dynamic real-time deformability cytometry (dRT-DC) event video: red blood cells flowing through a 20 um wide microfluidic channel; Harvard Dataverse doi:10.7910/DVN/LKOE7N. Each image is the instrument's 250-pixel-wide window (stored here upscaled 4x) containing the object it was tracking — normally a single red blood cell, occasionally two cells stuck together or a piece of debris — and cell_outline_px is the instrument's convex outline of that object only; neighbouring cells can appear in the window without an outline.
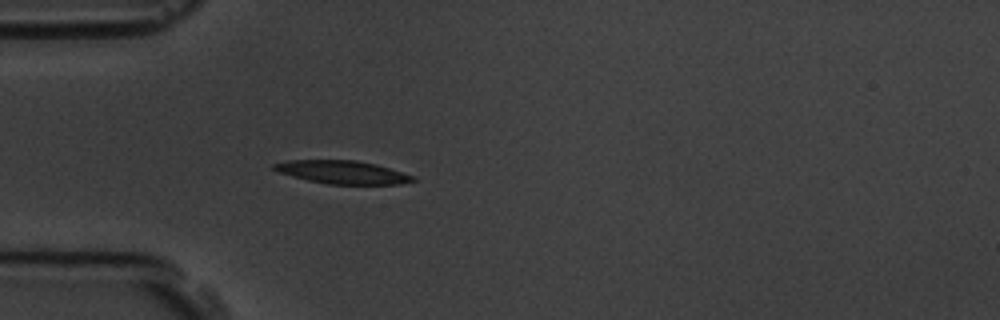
{"species": "common noctule bat (a hibernating species)", "species_latin": "Nyctalus noctula", "temperature_condition": "room temperature", "stored_images_in_passage": 3, "camera_frame_rate_fps": 3000, "um_per_image_px": 0.085, "animal": {"sex": "male", "body_mass_g": 19.5, "forearm_length_mm": 54.6}, "frame": {"image": 1, "passage_image": 3, "time_ms": 2.333, "image_size_px": [1000, 320], "cell_outline_px": [[416, 180], [400, 184], [328, 184], [308, 180], [292, 176], [280, 172], [272, 168], [272, 164], [288, 160], [356, 160], [376, 164], [416, 176]], "centroid_in_image_um": [29.13, 14.63], "position_along_channel_um": 55.9, "area_um2": 18.67}}